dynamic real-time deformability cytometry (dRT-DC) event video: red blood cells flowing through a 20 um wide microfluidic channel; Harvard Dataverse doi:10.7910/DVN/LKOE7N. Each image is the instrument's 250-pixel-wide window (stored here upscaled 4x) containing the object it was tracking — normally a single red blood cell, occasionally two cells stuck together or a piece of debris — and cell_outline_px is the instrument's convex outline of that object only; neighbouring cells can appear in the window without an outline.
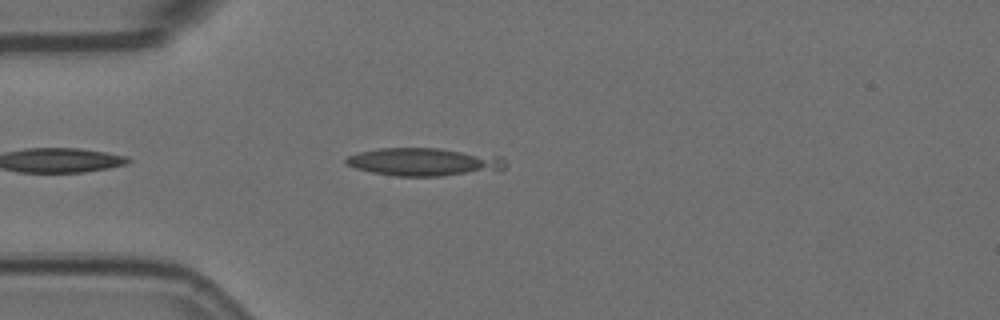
{"species": "Egyptian fruit bat (a non-hibernating species)", "species_latin": "Rousettus aegyptiacus", "temperature_condition": "room temperature", "stored_images_in_passage": 3, "camera_frame_rate_fps": 3000, "um_per_image_px": 0.085, "animal": {"sex": "female"}, "frame": {"image": 1, "passage_image": 2, "time_ms": 0.333, "image_size_px": [1000, 320], "cell_outline_px": [[504, 168], [440, 176], [396, 176], [372, 172], [356, 168], [348, 164], [344, 160], [348, 156], [360, 152], [380, 148], [440, 148], [500, 156], [504, 160]], "centroid_in_image_um": [35.97, 13.75], "position_along_channel_um": 49.0, "area_um2": 25.37}}